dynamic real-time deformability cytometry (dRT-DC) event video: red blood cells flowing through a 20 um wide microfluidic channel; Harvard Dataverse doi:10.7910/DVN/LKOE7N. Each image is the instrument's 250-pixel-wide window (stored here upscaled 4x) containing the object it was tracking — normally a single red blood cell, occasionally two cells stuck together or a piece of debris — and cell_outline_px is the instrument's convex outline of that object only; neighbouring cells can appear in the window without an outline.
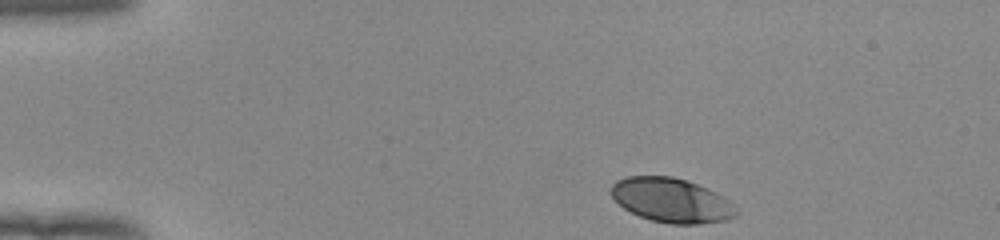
{"species": "human", "species_latin": "Homo sapiens", "temperature_condition": "room temperature", "stored_images_in_passage": 38, "camera_frame_rate_fps": 3000, "um_per_image_px": 0.085, "donor": {"sex": "female"}, "frame": {"image": 1, "passage_image": 1, "time_ms": 0.0, "image_size_px": [1000, 240], "cell_outline_px": [[740, 212], [736, 216], [728, 220], [696, 224], [668, 224], [652, 220], [640, 216], [624, 208], [608, 192], [608, 188], [616, 180], [628, 176], [672, 176], [708, 188], [724, 196]], "centroid_in_image_um": [57.07, 17.02], "position_along_channel_um": 27.9, "area_um2": 32.48}}
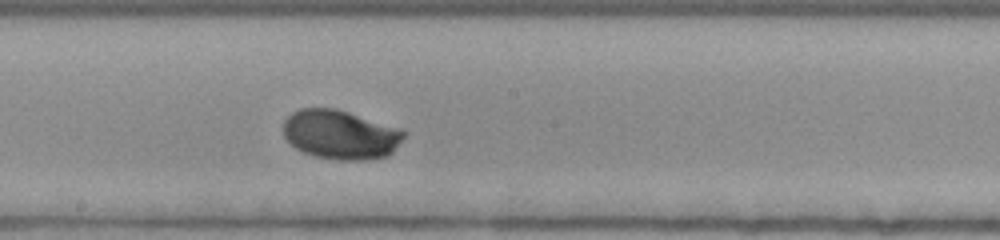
{"frame": {"image": 2, "passage_image": 22, "time_ms": 7.0, "image_size_px": [1000, 240], "cell_outline_px": [[404, 136], [392, 152], [388, 156], [364, 160], [340, 160], [316, 156], [304, 152], [296, 148], [284, 136], [284, 120], [292, 112], [300, 108], [332, 108], [348, 112], [400, 128], [404, 132]], "centroid_in_image_um": [28.92, 11.44], "position_along_channel_um": 219.3, "area_um2": 34.22}}
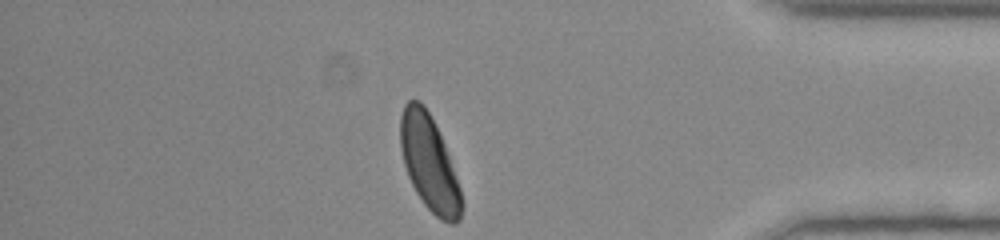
{"frame": {"image": 3, "passage_image": 38, "time_ms": 12.333, "image_size_px": [1000, 240], "cell_outline_px": [[464, 204], [460, 220], [456, 224], [448, 224], [440, 220], [424, 204], [416, 192], [408, 176], [404, 164], [400, 148], [400, 116], [404, 104], [408, 100], [420, 100], [424, 104], [444, 144], [460, 188]], "centroid_in_image_um": [36.48, 13.9], "position_along_channel_um": 398.7, "area_um2": 33.81}, "authors_computed_cell_mechanics": {"area_um2": 33.235, "velocity_mm_per_s": 3.8814, "shape_relaxation_time_tau1_ms": 1.9054, "shape_relaxation_time_tau2_ms": null, "deformation_change_tau1": 0.1313, "deformation_change_tau2": null}}